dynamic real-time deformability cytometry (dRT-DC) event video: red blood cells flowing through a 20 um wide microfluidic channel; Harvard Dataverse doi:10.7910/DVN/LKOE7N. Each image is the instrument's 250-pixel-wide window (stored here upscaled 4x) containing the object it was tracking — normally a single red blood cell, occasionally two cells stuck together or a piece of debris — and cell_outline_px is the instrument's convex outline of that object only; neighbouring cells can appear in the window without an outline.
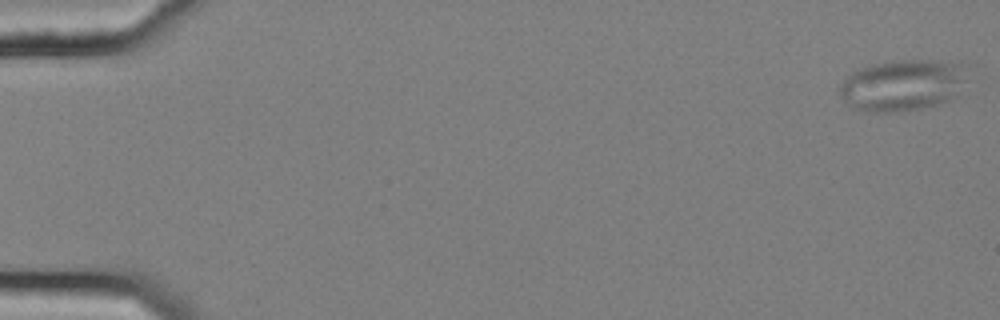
{"species": "common noctule bat (a hibernating species)", "species_latin": "Nyctalus noctula", "temperature_condition": "cold", "stored_images_in_passage": 17, "camera_frame_rate_fps": 3000, "um_per_image_px": 0.085, "animal": {"sex": "female", "body_mass_g": 25.1}, "frame": {"image": 1, "passage_image": 1, "time_ms": 0.0, "image_size_px": [1000, 320], "cell_outline_px": [[968, 64], [964, 80], [956, 96], [948, 100], [936, 104], [920, 108], [896, 112], [876, 112], [852, 108], [840, 96], [840, 84], [852, 72], [860, 68], [872, 64], [892, 60], [940, 60]], "centroid_in_image_um": [76.73, 7.22], "position_along_channel_um": 8.3, "area_um2": 38.26}}